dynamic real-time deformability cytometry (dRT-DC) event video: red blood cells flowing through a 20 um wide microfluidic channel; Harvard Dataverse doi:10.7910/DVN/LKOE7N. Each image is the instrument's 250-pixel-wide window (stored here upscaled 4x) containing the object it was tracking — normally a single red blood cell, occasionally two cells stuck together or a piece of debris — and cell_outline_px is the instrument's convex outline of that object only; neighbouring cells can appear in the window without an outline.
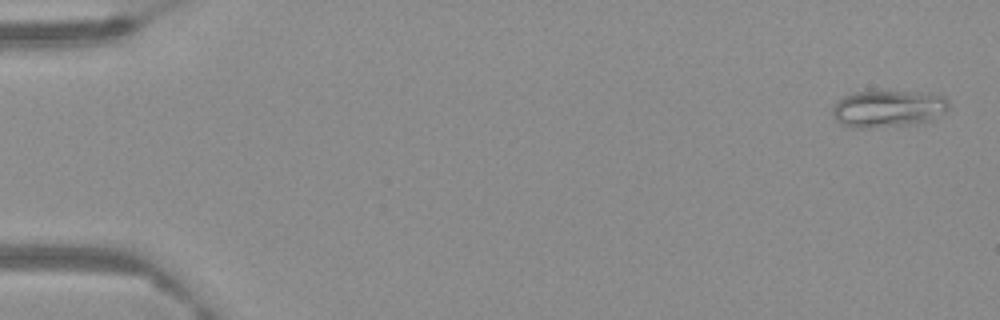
{"species": "Egyptian fruit bat (a non-hibernating species)", "species_latin": "Rousettus aegyptiacus", "temperature_condition": "warm", "stored_images_in_passage": 64, "camera_frame_rate_fps": 3000, "um_per_image_px": 0.085, "frame": {"image": 1, "passage_image": 2, "time_ms": 0.333, "image_size_px": [1000, 320], "cell_outline_px": [[948, 112], [936, 120], [924, 124], [868, 128], [848, 128], [840, 124], [832, 116], [832, 104], [836, 100], [852, 92], [928, 92], [944, 96], [948, 100]], "centroid_in_image_um": [75.52, 9.27], "position_along_channel_um": 9.5, "area_um2": 26.07}}
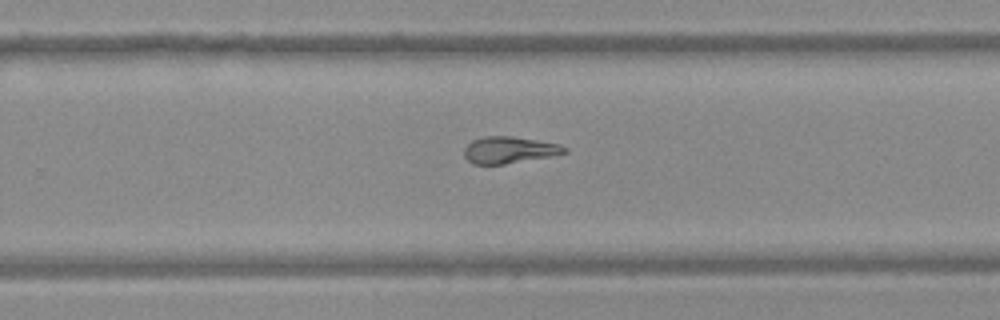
{"frame": {"image": 2, "passage_image": 42, "time_ms": 13.667, "image_size_px": [1000, 320], "cell_outline_px": [[568, 152], [556, 156], [504, 164], [472, 164], [464, 156], [464, 148], [472, 140], [484, 136], [512, 136], [560, 144], [568, 148]], "centroid_in_image_um": [43.32, 12.75], "position_along_channel_um": 286.5, "area_um2": 15.84}}
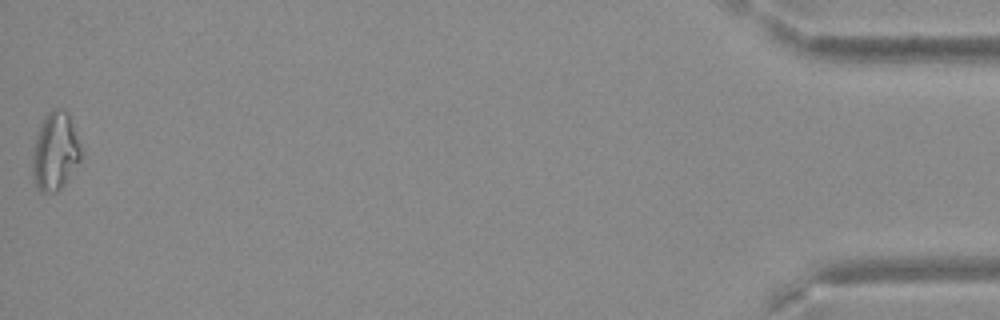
{"frame": {"image": 3, "passage_image": 64, "time_ms": 21.0, "image_size_px": [1000, 320], "cell_outline_px": [[80, 160], [60, 188], [56, 192], [40, 192], [36, 188], [32, 172], [32, 156], [40, 124], [44, 116], [52, 108], [68, 108], [80, 144]], "centroid_in_image_um": [4.68, 12.81], "position_along_channel_um": 430.5, "area_um2": 22.08}}